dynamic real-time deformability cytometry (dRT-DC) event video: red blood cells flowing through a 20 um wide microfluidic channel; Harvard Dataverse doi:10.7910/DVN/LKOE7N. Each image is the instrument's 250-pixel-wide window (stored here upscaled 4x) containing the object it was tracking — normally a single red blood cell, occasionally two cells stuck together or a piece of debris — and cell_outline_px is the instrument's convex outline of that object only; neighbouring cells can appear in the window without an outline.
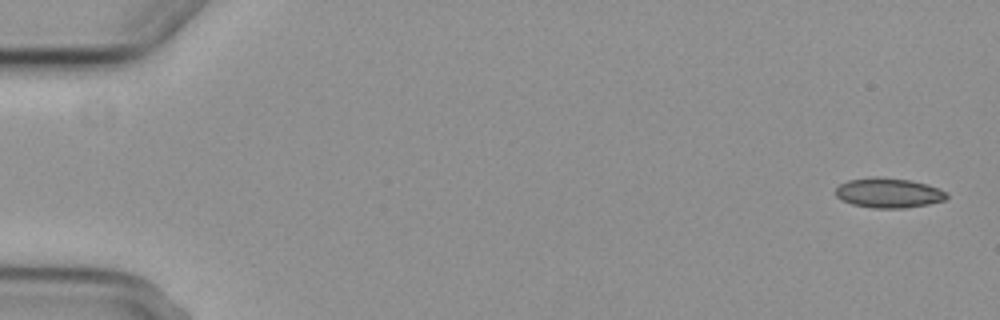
{"species": "common noctule bat (a hibernating species)", "species_latin": "Nyctalus noctula", "temperature_condition": "cold", "stored_images_in_passage": 5, "camera_frame_rate_fps": 3000, "um_per_image_px": 0.085, "animal": {"sex": "female", "body_mass_g": 29.2, "forearm_length_mm": 56.3}, "frame": {"image": 1, "passage_image": 1, "time_ms": 0.0, "image_size_px": [1000, 320], "cell_outline_px": [[948, 196], [944, 200], [928, 204], [904, 208], [872, 208], [852, 204], [840, 200], [836, 196], [836, 188], [840, 184], [848, 180], [872, 176], [880, 176], [908, 180], [928, 184], [948, 192]], "centroid_in_image_um": [75.51, 16.39], "position_along_channel_um": 9.5, "area_um2": 19.48}}